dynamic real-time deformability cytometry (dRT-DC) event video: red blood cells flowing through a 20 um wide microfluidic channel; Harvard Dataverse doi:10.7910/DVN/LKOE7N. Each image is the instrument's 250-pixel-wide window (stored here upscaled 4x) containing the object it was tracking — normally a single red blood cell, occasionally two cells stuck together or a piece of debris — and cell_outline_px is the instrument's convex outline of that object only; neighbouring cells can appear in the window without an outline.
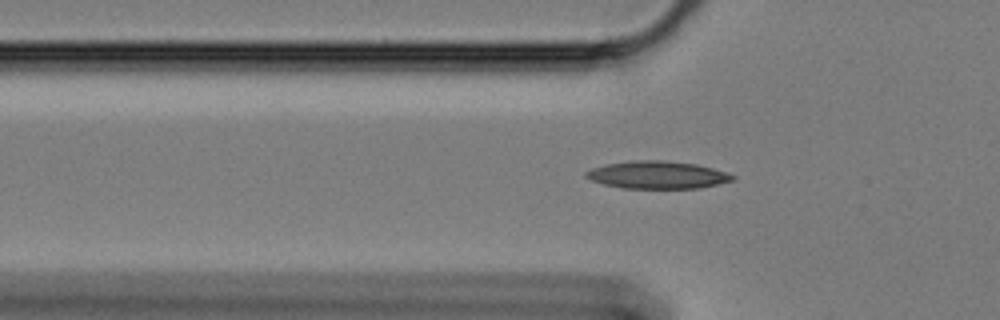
{"species": "Egyptian fruit bat (a non-hibernating species)", "species_latin": "Rousettus aegyptiacus", "temperature_condition": "cold", "stored_images_in_passage": 10, "camera_frame_rate_fps": 3000, "um_per_image_px": 0.085, "animal": {"sex": "female"}, "frame": {"image": 1, "passage_image": 8, "time_ms": 2.333, "image_size_px": [1000, 320], "cell_outline_px": [[736, 180], [700, 188], [624, 188], [604, 184], [592, 180], [584, 176], [584, 172], [592, 168], [604, 164], [632, 160], [664, 160], [696, 164], [712, 168], [736, 176]], "centroid_in_image_um": [55.87, 14.86], "position_along_channel_um": 69.9, "area_um2": 23.58}}